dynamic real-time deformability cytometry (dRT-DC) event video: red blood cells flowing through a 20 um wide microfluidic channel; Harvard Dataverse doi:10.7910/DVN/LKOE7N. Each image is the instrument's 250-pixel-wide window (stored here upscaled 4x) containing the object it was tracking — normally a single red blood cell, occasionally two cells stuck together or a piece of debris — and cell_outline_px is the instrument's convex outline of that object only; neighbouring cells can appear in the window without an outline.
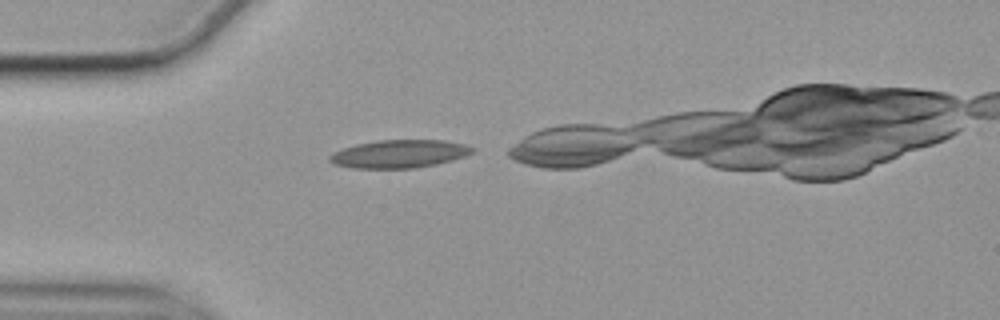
{"species": "common noctule bat (a hibernating species)", "species_latin": "Nyctalus noctula", "temperature_condition": "cold", "stored_images_in_passage": 9, "camera_frame_rate_fps": 3000, "um_per_image_px": 0.085, "animal": {"sex": "female", "body_mass_g": 19.9}, "frame": {"image": 1, "passage_image": 1, "time_ms": 0.0, "image_size_px": [1000, 320], "cell_outline_px": [[476, 148], [472, 152], [464, 156], [452, 160], [436, 164], [416, 168], [352, 168], [332, 164], [328, 160], [328, 156], [344, 148], [356, 144], [376, 140], [444, 140], [464, 144]], "centroid_in_image_um": [33.93, 13.08], "position_along_channel_um": 51.1, "area_um2": 23.29}}
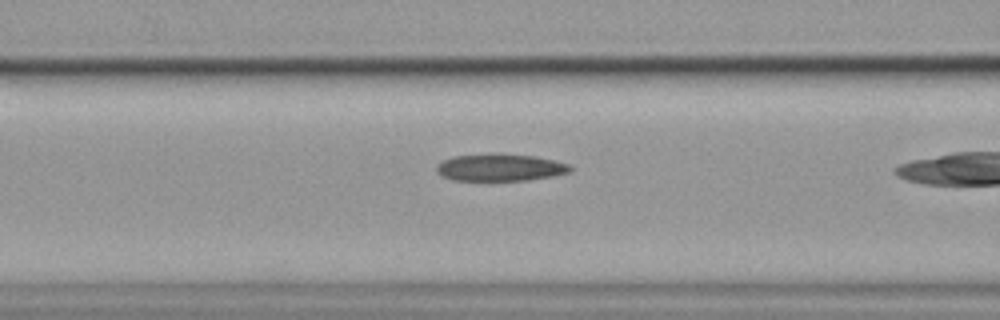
{"frame": {"image": 2, "passage_image": 8, "time_ms": 2.333, "image_size_px": [1000, 320], "cell_outline_px": [[572, 172], [552, 176], [528, 180], [452, 180], [440, 176], [436, 172], [436, 164], [452, 156], [492, 152], [500, 152], [536, 156], [568, 164], [572, 168]], "centroid_in_image_um": [42.47, 14.21], "position_along_channel_um": 124.1, "area_um2": 21.68}}